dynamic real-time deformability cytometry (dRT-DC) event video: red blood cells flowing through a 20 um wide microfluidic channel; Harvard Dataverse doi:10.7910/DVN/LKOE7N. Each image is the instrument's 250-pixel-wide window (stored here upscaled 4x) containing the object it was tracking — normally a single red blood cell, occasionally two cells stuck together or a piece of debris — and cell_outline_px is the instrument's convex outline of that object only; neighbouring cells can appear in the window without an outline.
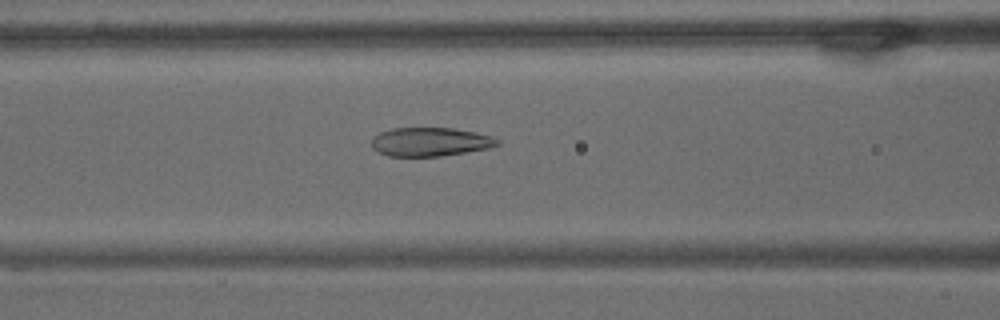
{"species": "common noctule bat (a hibernating species)", "species_latin": "Nyctalus noctula", "temperature_condition": "warm", "stored_images_in_passage": 50, "camera_frame_rate_fps": 3000, "um_per_image_px": 0.085, "animal": {"sex": "male", "body_mass_g": 15.6}, "frame": {"image": 1, "passage_image": 14, "time_ms": 4.333, "image_size_px": [1000, 320], "cell_outline_px": [[500, 144], [492, 148], [440, 156], [388, 156], [372, 148], [372, 136], [380, 132], [392, 128], [452, 128], [492, 136], [500, 140]], "centroid_in_image_um": [36.58, 12.06], "position_along_channel_um": 130.0, "area_um2": 21.1}}
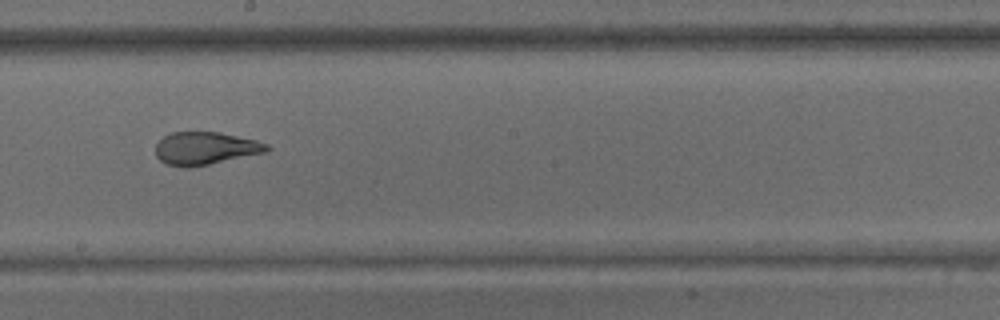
{"frame": {"image": 2, "passage_image": 23, "time_ms": 7.333, "image_size_px": [1000, 320], "cell_outline_px": [[272, 148], [268, 152], [188, 168], [168, 164], [160, 160], [156, 156], [156, 144], [164, 136], [172, 132], [220, 132], [256, 140], [268, 144]], "centroid_in_image_um": [17.49, 12.6], "position_along_channel_um": 230.7, "area_um2": 21.21}}
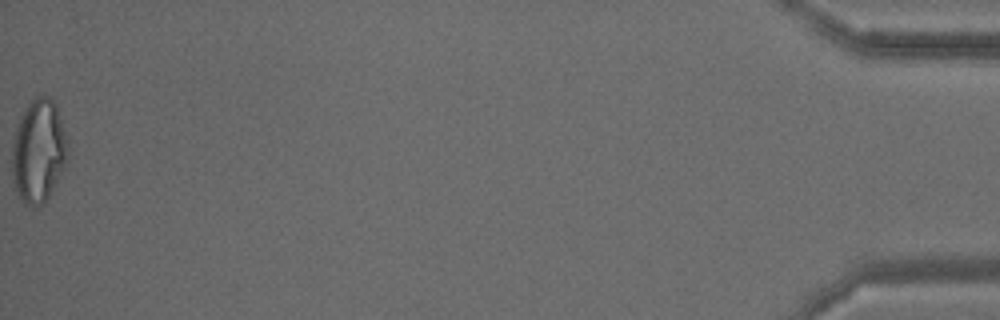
{"frame": {"image": 3, "passage_image": 50, "time_ms": 16.333, "image_size_px": [1000, 320], "cell_outline_px": [[68, 156], [48, 196], [40, 208], [24, 204], [16, 188], [12, 176], [12, 140], [20, 116], [24, 108], [36, 96], [52, 96], [56, 104], [68, 140]], "centroid_in_image_um": [3.27, 12.79], "position_along_channel_um": 431.9, "area_um2": 33.47}, "authors_computed_cell_mechanics": {"area_um2": 24.1604, "velocity_mm_per_s": 3.3629, "shape_relaxation_time_tau1_ms": null, "shape_relaxation_time_tau2_ms": 1.5291, "deformation_change_tau1": null, "deformation_change_tau2": 0.087}}